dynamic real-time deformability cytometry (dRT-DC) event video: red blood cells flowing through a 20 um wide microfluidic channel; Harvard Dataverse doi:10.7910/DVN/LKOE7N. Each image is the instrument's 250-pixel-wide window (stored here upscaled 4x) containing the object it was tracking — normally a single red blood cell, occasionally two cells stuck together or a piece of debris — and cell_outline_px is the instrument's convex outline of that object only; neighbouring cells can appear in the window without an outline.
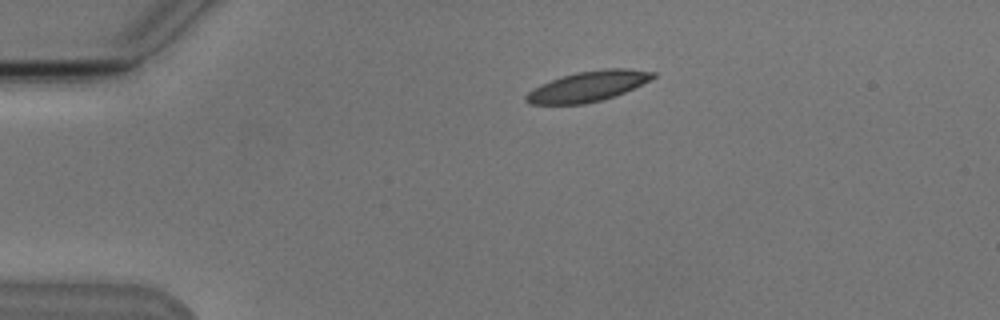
{"species": "Egyptian fruit bat (a non-hibernating species)", "species_latin": "Rousettus aegyptiacus", "temperature_condition": "cold", "stored_images_in_passage": 4, "camera_frame_rate_fps": 3000, "um_per_image_px": 0.085, "animal": {"sex": "male"}, "frame": {"image": 1, "passage_image": 2, "time_ms": 1.333, "image_size_px": [1000, 320], "cell_outline_px": [[656, 76], [616, 96], [584, 104], [528, 104], [524, 100], [524, 96], [528, 92], [540, 84], [576, 72], [604, 68], [628, 68], [656, 72]], "centroid_in_image_um": [49.95, 7.33], "position_along_channel_um": 35.0, "area_um2": 22.25}}
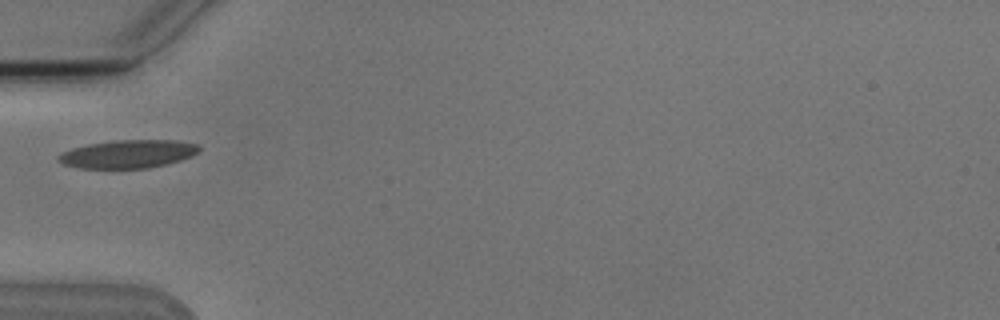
{"frame": {"image": 2, "passage_image": 4, "time_ms": 3.667, "image_size_px": [1000, 320], "cell_outline_px": [[200, 152], [192, 156], [180, 160], [148, 168], [80, 168], [64, 164], [56, 160], [56, 156], [60, 152], [72, 148], [88, 144], [116, 140], [176, 140], [200, 144]], "centroid_in_image_um": [10.88, 13.08], "position_along_channel_um": 74.1, "area_um2": 23.24}}